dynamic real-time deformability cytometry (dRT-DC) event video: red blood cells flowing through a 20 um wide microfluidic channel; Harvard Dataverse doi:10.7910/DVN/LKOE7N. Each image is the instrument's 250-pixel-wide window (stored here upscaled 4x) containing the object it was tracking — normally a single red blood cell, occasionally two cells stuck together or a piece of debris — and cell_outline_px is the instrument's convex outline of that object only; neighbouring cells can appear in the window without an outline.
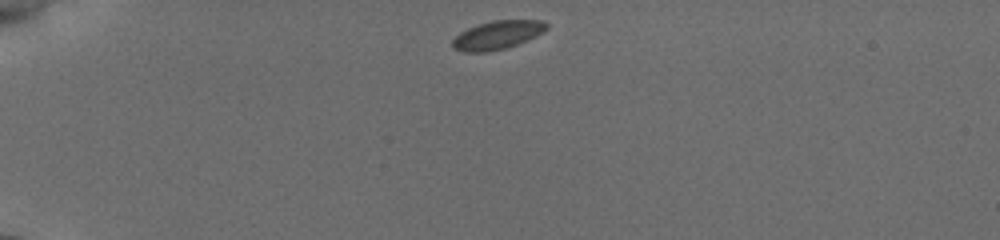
{"species": "common noctule bat (a hibernating species)", "species_latin": "Nyctalus noctula", "temperature_condition": "cold", "stored_images_in_passage": 22, "camera_frame_rate_fps": 3000, "um_per_image_px": 0.085, "animal": {"sex": "female", "body_mass_g": 19.5, "forearm_length_mm": 54.1}, "frame": {"image": 1, "passage_image": 1, "time_ms": 0.0, "image_size_px": [1000, 240], "cell_outline_px": [[548, 28], [544, 32], [536, 36], [516, 44], [504, 48], [484, 52], [464, 52], [452, 48], [452, 40], [460, 32], [476, 24], [492, 20], [544, 20], [548, 24]], "centroid_in_image_um": [42.27, 2.96], "position_along_channel_um": 42.7, "area_um2": 15.66}}
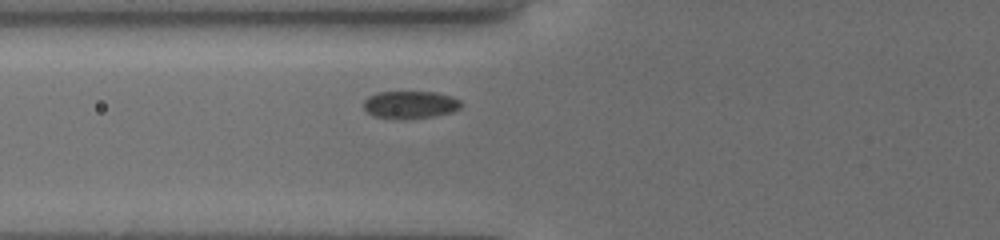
{"frame": {"image": 2, "passage_image": 18, "time_ms": 2.667, "image_size_px": [1000, 240], "cell_outline_px": [[464, 104], [460, 108], [452, 112], [432, 116], [404, 120], [396, 120], [372, 116], [364, 108], [364, 100], [368, 96], [376, 92], [436, 92], [452, 96], [460, 100]], "centroid_in_image_um": [34.86, 8.91], "position_along_channel_um": 90.9, "area_um2": 16.01}}